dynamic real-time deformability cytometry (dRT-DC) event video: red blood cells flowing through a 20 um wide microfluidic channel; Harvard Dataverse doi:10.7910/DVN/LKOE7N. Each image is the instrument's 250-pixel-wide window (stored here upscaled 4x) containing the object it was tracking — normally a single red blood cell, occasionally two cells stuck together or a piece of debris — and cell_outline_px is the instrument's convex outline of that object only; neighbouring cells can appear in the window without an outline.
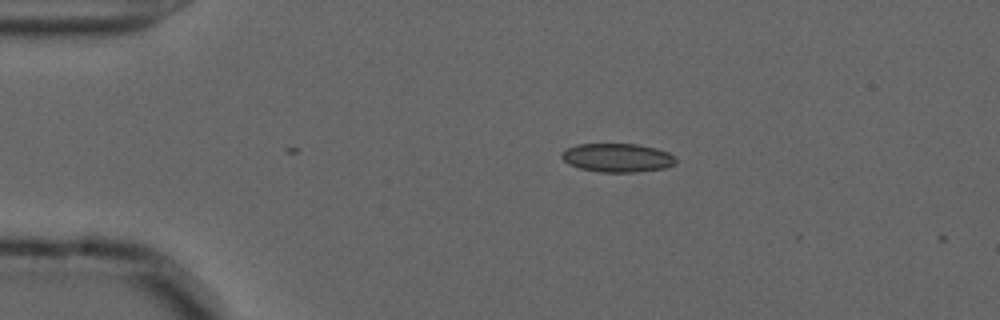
{"species": "common noctule bat (a hibernating species)", "species_latin": "Nyctalus noctula", "temperature_condition": "cold", "stored_images_in_passage": 2, "camera_frame_rate_fps": 3000, "um_per_image_px": 0.085, "animal": {"sex": "male", "forearm_length_mm": 52.5}, "frame": {"image": 1, "passage_image": 1, "time_ms": 0.0, "image_size_px": [1000, 320], "cell_outline_px": [[676, 164], [664, 168], [636, 172], [600, 172], [580, 168], [568, 164], [560, 156], [560, 152], [576, 144], [636, 144], [656, 148], [668, 152], [676, 156]], "centroid_in_image_um": [52.48, 13.4], "position_along_channel_um": 32.5, "area_um2": 19.19}}